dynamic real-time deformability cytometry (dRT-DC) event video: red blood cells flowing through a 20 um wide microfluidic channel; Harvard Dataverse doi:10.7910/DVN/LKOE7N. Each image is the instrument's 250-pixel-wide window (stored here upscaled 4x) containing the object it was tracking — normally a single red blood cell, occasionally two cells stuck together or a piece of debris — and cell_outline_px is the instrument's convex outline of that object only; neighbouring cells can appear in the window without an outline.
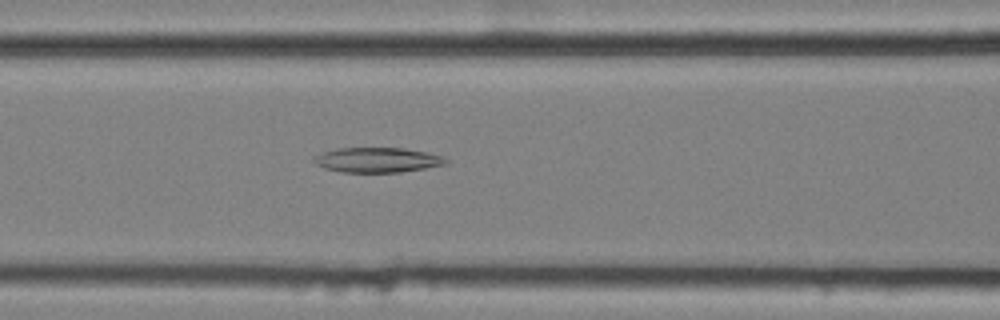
{"species": "common noctule bat (a hibernating species)", "species_latin": "Nyctalus noctula", "temperature_condition": "cold", "stored_images_in_passage": 31, "camera_frame_rate_fps": 3000, "um_per_image_px": 0.085, "animal": {"sex": "female", "body_mass_g": 25.1}, "frame": {"image": 1, "passage_image": 12, "time_ms": 3.667, "image_size_px": [1000, 320], "cell_outline_px": [[448, 160], [444, 164], [424, 168], [400, 172], [340, 172], [324, 168], [316, 164], [312, 160], [312, 156], [336, 148], [404, 148], [428, 152], [440, 156]], "centroid_in_image_um": [32.01, 13.59], "position_along_channel_um": 134.6, "area_um2": 19.07}}
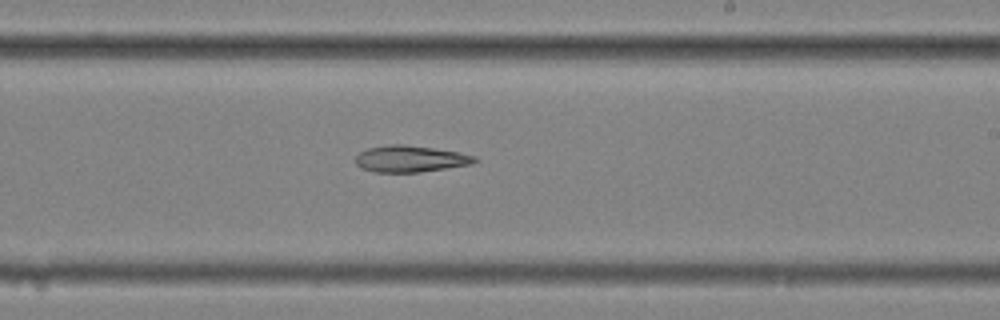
{"frame": {"image": 2, "passage_image": 22, "time_ms": 7.0, "image_size_px": [1000, 320], "cell_outline_px": [[480, 160], [472, 164], [420, 172], [372, 172], [360, 168], [356, 164], [356, 156], [360, 152], [368, 148], [388, 144], [404, 144], [432, 148], [456, 152], [476, 156]], "centroid_in_image_um": [34.86, 13.5], "position_along_channel_um": 254.1, "area_um2": 18.44}}
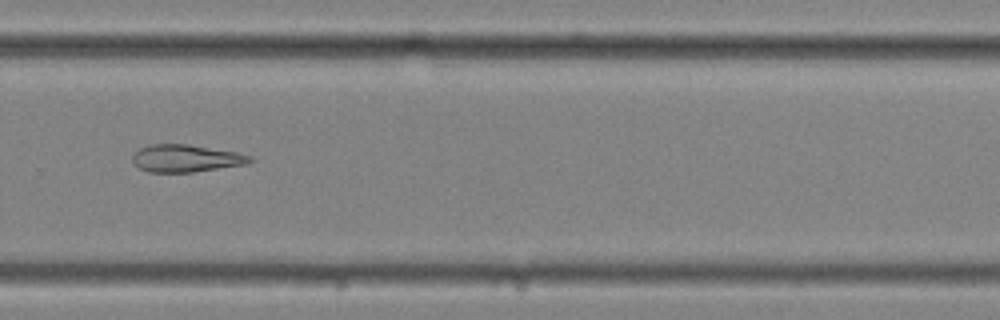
{"frame": {"image": 3, "passage_image": 27, "time_ms": 8.667, "image_size_px": [1000, 320], "cell_outline_px": [[252, 160], [244, 164], [192, 172], [148, 172], [140, 168], [132, 160], [132, 152], [148, 144], [188, 144], [236, 152], [252, 156]], "centroid_in_image_um": [15.74, 13.44], "position_along_channel_um": 314.1, "area_um2": 18.61}}